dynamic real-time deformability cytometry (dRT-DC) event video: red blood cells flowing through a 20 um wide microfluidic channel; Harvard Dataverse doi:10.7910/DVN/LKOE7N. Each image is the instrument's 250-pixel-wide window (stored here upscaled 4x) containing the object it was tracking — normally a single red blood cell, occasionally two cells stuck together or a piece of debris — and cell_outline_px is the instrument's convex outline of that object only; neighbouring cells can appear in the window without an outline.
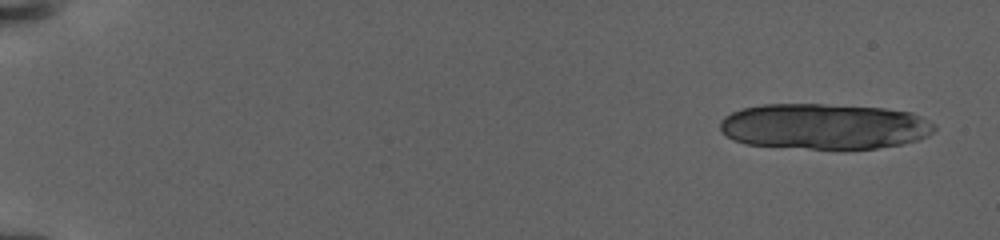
{"species": "human", "species_latin": "Homo sapiens", "temperature_condition": "warm", "stored_images_in_passage": 31, "camera_frame_rate_fps": 3000, "um_per_image_px": 0.085, "donor": {"sex": "female"}, "frame": {"image": 1, "passage_image": 1, "time_ms": 0.0, "image_size_px": [1000, 240], "cell_outline_px": [[936, 128], [928, 136], [916, 140], [900, 144], [876, 148], [808, 148], [744, 144], [732, 140], [720, 132], [720, 120], [724, 116], [740, 108], [764, 104], [824, 104], [884, 108], [912, 112], [928, 120]], "centroid_in_image_um": [70.01, 10.73], "position_along_channel_um": 15.0, "area_um2": 57.05}}
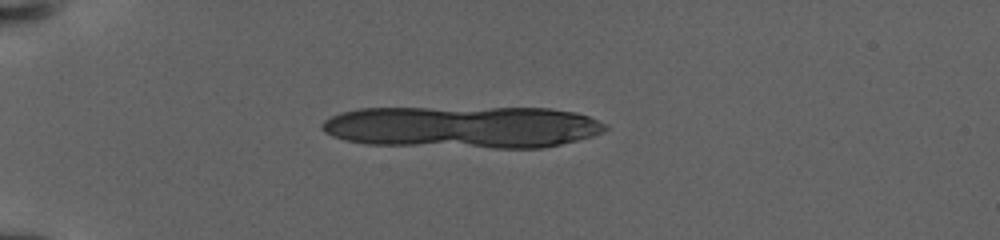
{"frame": {"image": 2, "passage_image": 23, "time_ms": 5.333, "image_size_px": [1000, 240], "cell_outline_px": [[608, 128], [592, 136], [560, 144], [540, 148], [492, 148], [368, 144], [348, 140], [332, 136], [324, 132], [320, 128], [320, 124], [324, 120], [340, 112], [356, 108], [548, 108], [576, 112], [588, 116], [608, 124]], "centroid_in_image_um": [39.32, 10.79], "position_along_channel_um": 45.7, "area_um2": 69.88}}